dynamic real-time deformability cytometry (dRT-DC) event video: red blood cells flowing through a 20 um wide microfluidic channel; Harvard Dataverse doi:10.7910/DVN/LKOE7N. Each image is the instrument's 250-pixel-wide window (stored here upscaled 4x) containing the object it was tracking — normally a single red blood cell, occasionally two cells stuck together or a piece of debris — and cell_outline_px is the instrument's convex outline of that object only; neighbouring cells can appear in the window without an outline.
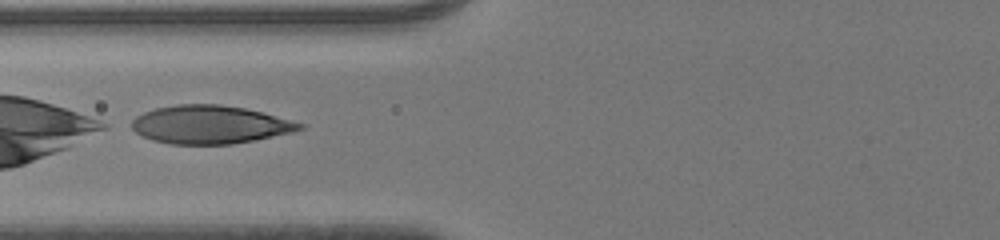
{"species": "human", "species_latin": "Homo sapiens", "temperature_condition": "room temperature", "stored_images_in_passage": 48, "camera_frame_rate_fps": 3000, "um_per_image_px": 0.085, "donor": {"sex": "male"}, "frame": {"image": 1, "passage_image": 28, "time_ms": 9.0, "image_size_px": [1000, 240], "cell_outline_px": [[304, 128], [292, 132], [232, 144], [172, 144], [152, 140], [136, 132], [132, 128], [132, 120], [136, 116], [144, 112], [156, 108], [176, 104], [220, 104], [244, 108], [260, 112], [304, 124]], "centroid_in_image_um": [17.81, 10.59], "position_along_channel_um": 108.0, "area_um2": 36.99}}
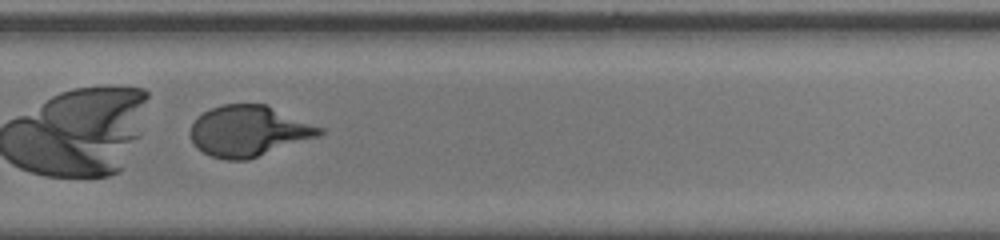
{"frame": {"image": 2, "passage_image": 42, "time_ms": 13.667, "image_size_px": [1000, 240], "cell_outline_px": [[324, 132], [320, 136], [248, 160], [224, 160], [212, 156], [196, 148], [192, 144], [188, 132], [192, 124], [204, 112], [220, 104], [264, 104], [324, 128]], "centroid_in_image_um": [21.12, 11.15], "position_along_channel_um": 308.7, "area_um2": 38.32}}
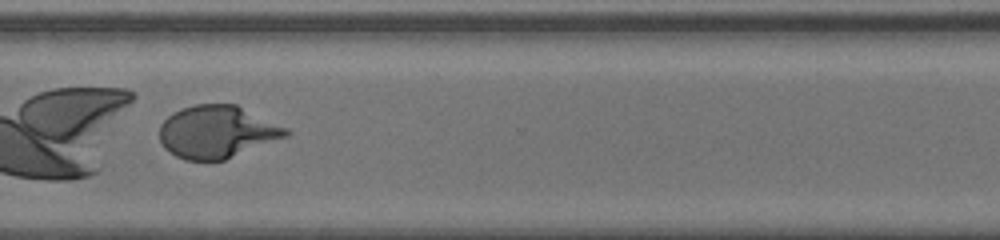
{"frame": {"image": 3, "passage_image": 45, "time_ms": 14.667, "image_size_px": [1000, 240], "cell_outline_px": [[292, 132], [288, 136], [224, 160], [184, 160], [176, 156], [164, 148], [160, 140], [160, 124], [172, 112], [180, 108], [196, 104], [236, 104], [288, 128]], "centroid_in_image_um": [18.45, 11.2], "position_along_channel_um": 352.2, "area_um2": 38.78}, "authors_computed_cell_mechanics": {"area_um2": 45.5175, "velocity_mm_per_s": 4.2948, "shape_relaxation_time_tau1_ms": 2.9881, "shape_relaxation_time_tau2_ms": null, "deformation_change_tau1": 0.2519, "deformation_change_tau2": null}}